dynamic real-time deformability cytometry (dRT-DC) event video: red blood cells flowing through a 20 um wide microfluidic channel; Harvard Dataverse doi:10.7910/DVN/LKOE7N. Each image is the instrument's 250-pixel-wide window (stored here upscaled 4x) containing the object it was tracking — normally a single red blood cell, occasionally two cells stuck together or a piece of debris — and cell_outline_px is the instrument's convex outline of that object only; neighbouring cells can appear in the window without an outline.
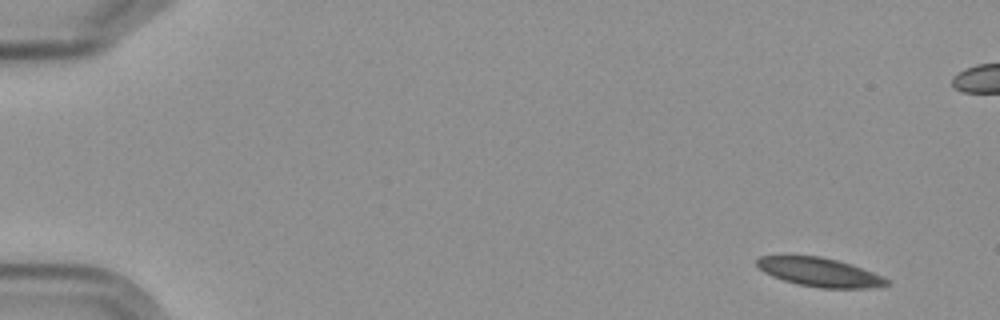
{"species": "Egyptian fruit bat (a non-hibernating species)", "species_latin": "Rousettus aegyptiacus", "temperature_condition": "cold", "stored_images_in_passage": 5, "camera_frame_rate_fps": 3000, "um_per_image_px": 0.085, "frame": {"image": 1, "passage_image": 1, "time_ms": 0.0, "image_size_px": [1000, 320], "cell_outline_px": [[892, 284], [880, 288], [820, 288], [796, 284], [772, 276], [764, 272], [756, 264], [756, 260], [760, 256], [820, 256], [852, 264], [884, 276]], "centroid_in_image_um": [69.74, 23.15], "position_along_channel_um": 15.3, "area_um2": 21.96}}